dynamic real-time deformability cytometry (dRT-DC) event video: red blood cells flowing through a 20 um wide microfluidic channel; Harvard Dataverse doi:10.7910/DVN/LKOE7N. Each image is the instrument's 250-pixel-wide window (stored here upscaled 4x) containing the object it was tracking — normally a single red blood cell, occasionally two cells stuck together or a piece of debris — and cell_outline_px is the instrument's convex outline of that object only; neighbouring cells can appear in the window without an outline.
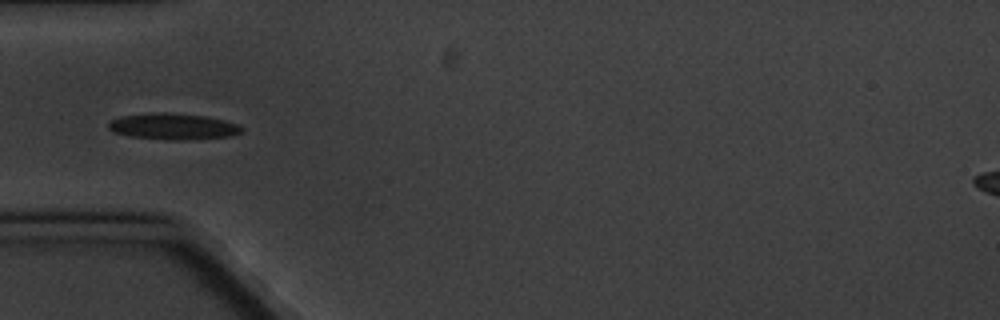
{"species": "common noctule bat (a hibernating species)", "species_latin": "Nyctalus noctula", "temperature_condition": "cold", "stored_images_in_passage": 9, "camera_frame_rate_fps": 3000, "um_per_image_px": 0.085, "animal": {"sex": "male", "body_mass_g": 20.1, "forearm_length_mm": 53.5}, "frame": {"image": 1, "passage_image": 6, "time_ms": 5.667, "image_size_px": [1000, 320], "cell_outline_px": [[244, 128], [240, 132], [232, 136], [188, 140], [172, 140], [132, 136], [112, 132], [108, 128], [108, 124], [112, 120], [120, 116], [152, 112], [164, 112], [208, 116], [240, 124]], "centroid_in_image_um": [14.74, 10.74], "position_along_channel_um": 70.3, "area_um2": 20.52}}